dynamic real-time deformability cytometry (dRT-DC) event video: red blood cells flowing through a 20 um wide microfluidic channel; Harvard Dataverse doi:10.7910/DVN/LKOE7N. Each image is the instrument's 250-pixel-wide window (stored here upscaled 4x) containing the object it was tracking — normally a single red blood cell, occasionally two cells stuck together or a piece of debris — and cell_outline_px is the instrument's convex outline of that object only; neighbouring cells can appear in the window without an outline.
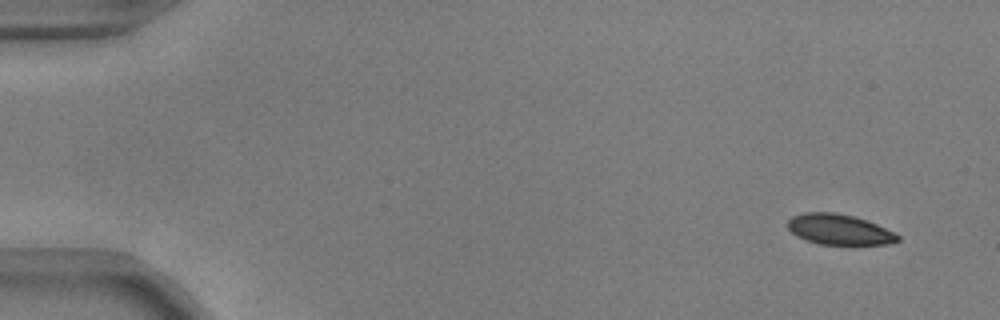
{"species": "common noctule bat (a hibernating species)", "species_latin": "Nyctalus noctula", "temperature_condition": "warm", "stored_images_in_passage": 52, "camera_frame_rate_fps": 3000, "um_per_image_px": 0.085, "animal": {"sex": "male", "body_mass_g": 17.9, "forearm_length_mm": 54.2}, "frame": {"image": 1, "passage_image": 1, "time_ms": 0.0, "image_size_px": [1000, 320], "cell_outline_px": [[900, 240], [888, 244], [820, 244], [804, 240], [796, 236], [788, 228], [788, 220], [792, 216], [804, 212], [836, 212], [868, 220], [896, 232], [900, 236]], "centroid_in_image_um": [71.35, 19.5], "position_along_channel_um": 13.7, "area_um2": 19.71}}
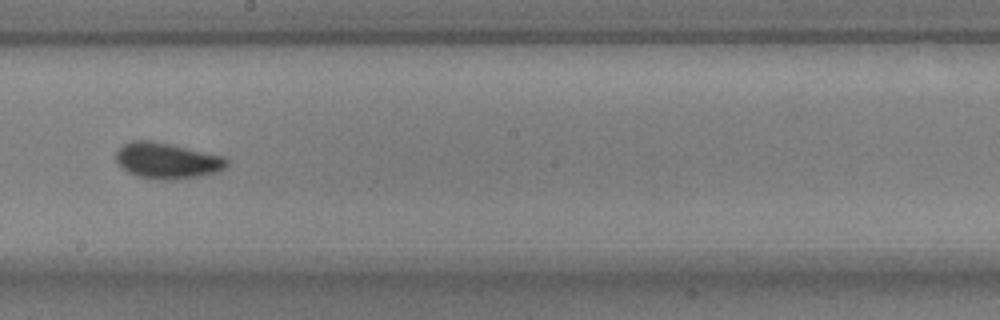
{"frame": {"image": 2, "passage_image": 29, "time_ms": 9.333, "image_size_px": [1000, 320], "cell_outline_px": [[228, 168], [220, 172], [196, 176], [168, 180], [160, 180], [140, 176], [128, 172], [120, 168], [116, 160], [116, 152], [124, 144], [132, 140], [152, 140], [224, 156], [228, 160]], "centroid_in_image_um": [14.22, 13.65], "position_along_channel_um": 234.0, "area_um2": 23.24}}
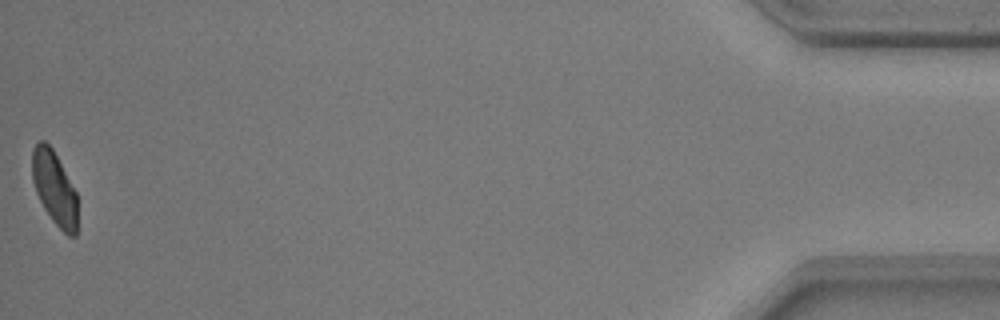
{"frame": {"image": 3, "passage_image": 52, "time_ms": 17.0, "image_size_px": [1000, 320], "cell_outline_px": [[76, 236], [68, 236], [52, 220], [44, 208], [36, 192], [32, 180], [32, 148], [40, 140], [44, 140], [52, 148], [76, 192]], "centroid_in_image_um": [4.6, 15.97], "position_along_channel_um": 430.6, "area_um2": 19.13}, "authors_computed_cell_mechanics": {"area_um2": 21.386, "velocity_mm_per_s": 3.7284, "shape_relaxation_time_tau1_ms": 3.143, "shape_relaxation_time_tau2_ms": 1.2089, "deformation_change_tau1": 0.1198, "deformation_change_tau2": 0.0578}}